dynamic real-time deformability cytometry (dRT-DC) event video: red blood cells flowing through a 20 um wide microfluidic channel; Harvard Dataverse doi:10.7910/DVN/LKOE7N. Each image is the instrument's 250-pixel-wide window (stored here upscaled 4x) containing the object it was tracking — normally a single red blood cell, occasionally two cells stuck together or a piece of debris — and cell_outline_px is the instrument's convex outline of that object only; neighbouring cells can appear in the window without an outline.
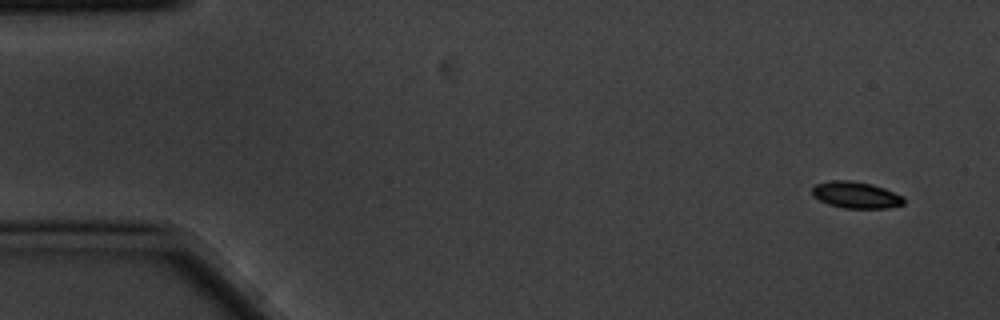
{"species": "common noctule bat (a hibernating species)", "species_latin": "Nyctalus noctula", "temperature_condition": "cold", "stored_images_in_passage": 6, "camera_frame_rate_fps": 3000, "um_per_image_px": 0.085, "animal": {"sex": "male", "body_mass_g": 20.1, "forearm_length_mm": 53.5}, "frame": {"image": 1, "passage_image": 1, "time_ms": 0.0, "image_size_px": [1000, 320], "cell_outline_px": [[904, 204], [888, 208], [844, 208], [828, 204], [812, 196], [812, 188], [816, 184], [832, 180], [852, 180], [872, 184], [884, 188], [904, 196]], "centroid_in_image_um": [72.76, 16.57], "position_along_channel_um": 12.2, "area_um2": 14.28}}
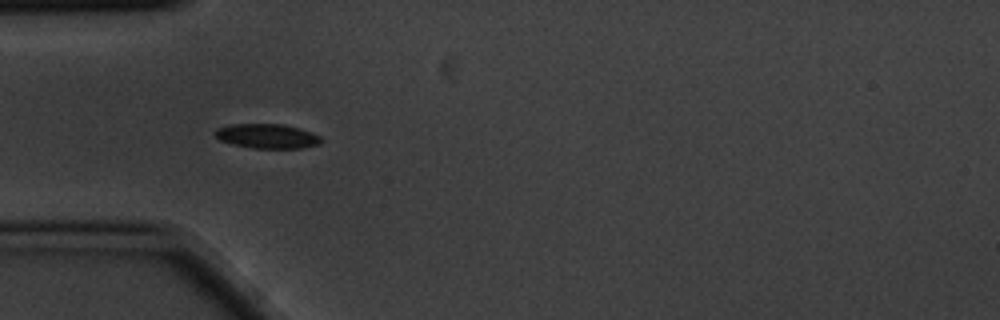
{"frame": {"image": 2, "passage_image": 5, "time_ms": 1.333, "image_size_px": [1000, 320], "cell_outline_px": [[320, 144], [300, 148], [252, 148], [220, 140], [216, 136], [216, 128], [228, 124], [284, 124], [300, 128], [312, 132], [320, 136]], "centroid_in_image_um": [22.72, 11.56], "position_along_channel_um": 62.3, "area_um2": 15.03}}